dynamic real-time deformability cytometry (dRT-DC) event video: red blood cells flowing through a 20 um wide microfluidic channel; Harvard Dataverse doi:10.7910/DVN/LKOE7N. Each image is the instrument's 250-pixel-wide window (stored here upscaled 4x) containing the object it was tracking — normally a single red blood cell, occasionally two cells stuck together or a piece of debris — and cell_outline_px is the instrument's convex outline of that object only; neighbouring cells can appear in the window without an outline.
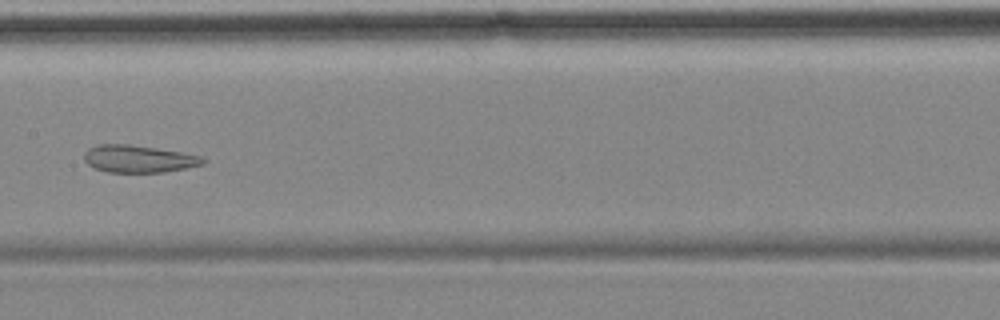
{"species": "common noctule bat (a hibernating species)", "species_latin": "Nyctalus noctula", "temperature_condition": "cold", "stored_images_in_passage": 11, "camera_frame_rate_fps": 3000, "um_per_image_px": 0.085, "animal": {"sex": "female", "body_mass_g": 18.4}, "frame": {"image": 1, "passage_image": 8, "time_ms": 9.0, "image_size_px": [1000, 320], "cell_outline_px": [[208, 160], [204, 164], [164, 172], [108, 172], [92, 168], [84, 160], [84, 152], [88, 148], [96, 144], [128, 144], [156, 148], [180, 152], [200, 156]], "centroid_in_image_um": [11.74, 13.5], "position_along_channel_um": 195.7, "area_um2": 18.96}}